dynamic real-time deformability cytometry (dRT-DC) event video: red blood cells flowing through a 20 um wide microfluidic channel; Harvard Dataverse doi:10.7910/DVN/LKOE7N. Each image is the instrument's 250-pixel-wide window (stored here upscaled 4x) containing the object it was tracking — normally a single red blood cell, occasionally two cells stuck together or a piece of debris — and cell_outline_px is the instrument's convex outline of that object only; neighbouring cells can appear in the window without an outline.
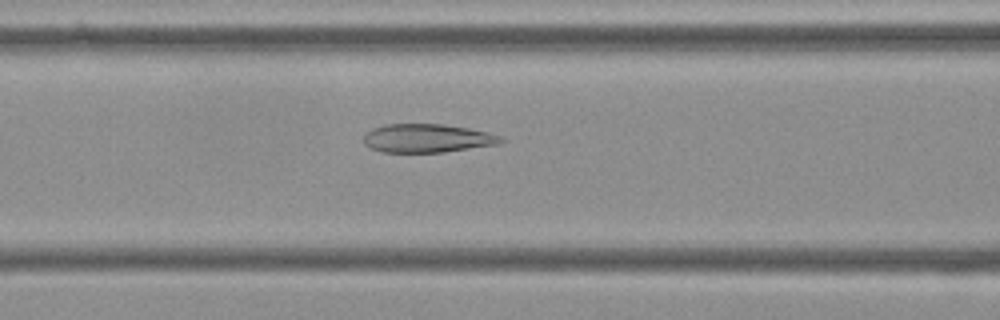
{"species": "Egyptian fruit bat (a non-hibernating species)", "species_latin": "Rousettus aegyptiacus", "temperature_condition": "cold", "stored_images_in_passage": 20, "camera_frame_rate_fps": 3000, "um_per_image_px": 0.085, "frame": {"image": 1, "passage_image": 13, "time_ms": 4.0, "image_size_px": [1000, 320], "cell_outline_px": [[508, 140], [500, 144], [444, 152], [380, 152], [364, 144], [364, 136], [372, 128], [388, 124], [444, 124], [468, 128], [500, 136]], "centroid_in_image_um": [36.34, 11.75], "position_along_channel_um": 130.3, "area_um2": 22.77}}
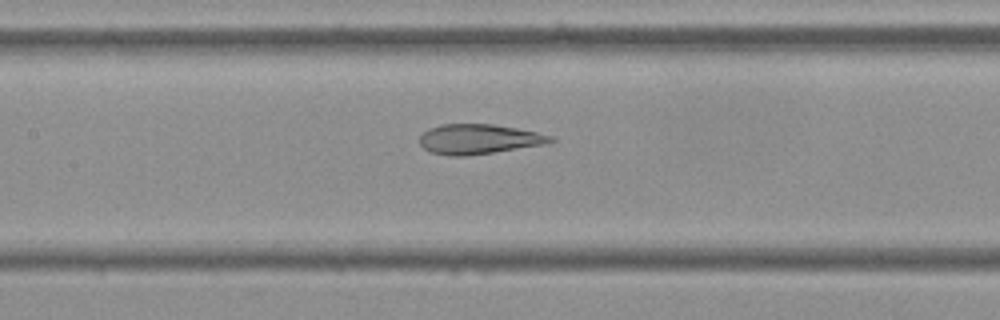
{"frame": {"image": 2, "passage_image": 16, "time_ms": 5.0, "image_size_px": [1000, 320], "cell_outline_px": [[556, 140], [552, 144], [468, 156], [448, 156], [432, 152], [424, 148], [420, 144], [420, 136], [428, 128], [440, 124], [492, 124], [516, 128], [536, 132], [552, 136]], "centroid_in_image_um": [40.75, 11.83], "position_along_channel_um": 166.7, "area_um2": 23.12}}
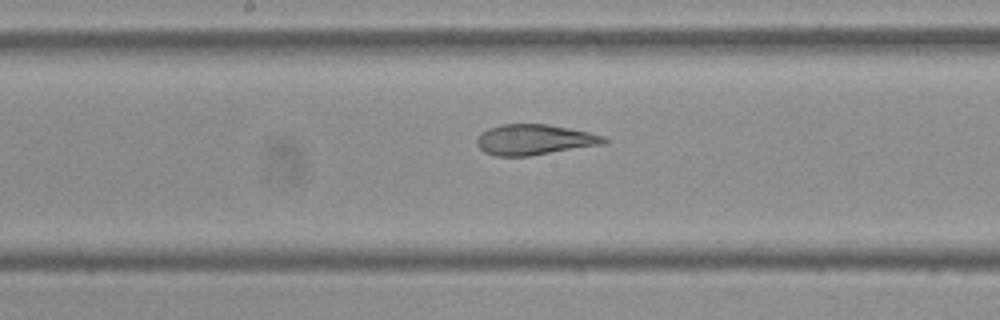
{"frame": {"image": 3, "passage_image": 19, "time_ms": 6.0, "image_size_px": [1000, 320], "cell_outline_px": [[608, 140], [604, 144], [528, 156], [496, 156], [484, 152], [476, 144], [476, 140], [488, 128], [500, 124], [548, 124], [588, 132], [604, 136]], "centroid_in_image_um": [45.41, 11.87], "position_along_channel_um": 202.8, "area_um2": 22.43}}